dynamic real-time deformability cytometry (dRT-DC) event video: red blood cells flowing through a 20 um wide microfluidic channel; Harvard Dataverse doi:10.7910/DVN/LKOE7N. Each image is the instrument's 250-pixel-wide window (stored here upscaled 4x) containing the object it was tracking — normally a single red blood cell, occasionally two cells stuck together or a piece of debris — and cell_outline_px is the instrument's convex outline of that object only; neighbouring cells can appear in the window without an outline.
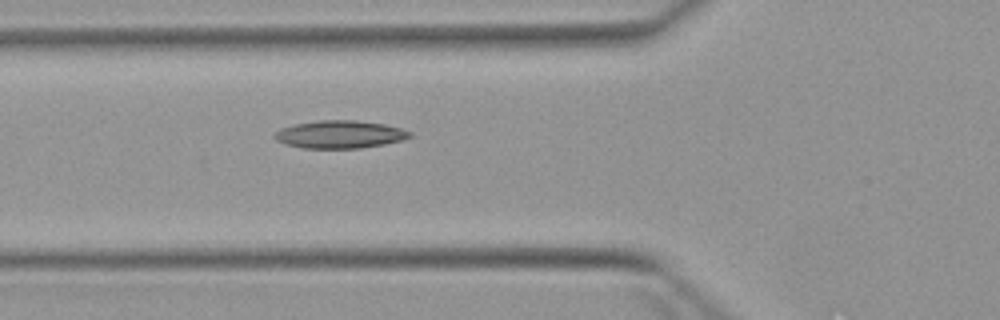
{"species": "Egyptian fruit bat (a non-hibernating species)", "species_latin": "Rousettus aegyptiacus", "temperature_condition": "warm", "stored_images_in_passage": 3, "camera_frame_rate_fps": 3000, "um_per_image_px": 0.085, "animal": {"sex": "female"}, "frame": {"image": 1, "passage_image": 3, "time_ms": 2.333, "image_size_px": [1000, 320], "cell_outline_px": [[412, 136], [404, 140], [384, 144], [360, 148], [304, 148], [284, 144], [276, 140], [272, 136], [280, 128], [296, 124], [316, 120], [356, 120], [384, 124], [400, 128], [412, 132]], "centroid_in_image_um": [28.88, 11.42], "position_along_channel_um": 96.9, "area_um2": 21.96}}